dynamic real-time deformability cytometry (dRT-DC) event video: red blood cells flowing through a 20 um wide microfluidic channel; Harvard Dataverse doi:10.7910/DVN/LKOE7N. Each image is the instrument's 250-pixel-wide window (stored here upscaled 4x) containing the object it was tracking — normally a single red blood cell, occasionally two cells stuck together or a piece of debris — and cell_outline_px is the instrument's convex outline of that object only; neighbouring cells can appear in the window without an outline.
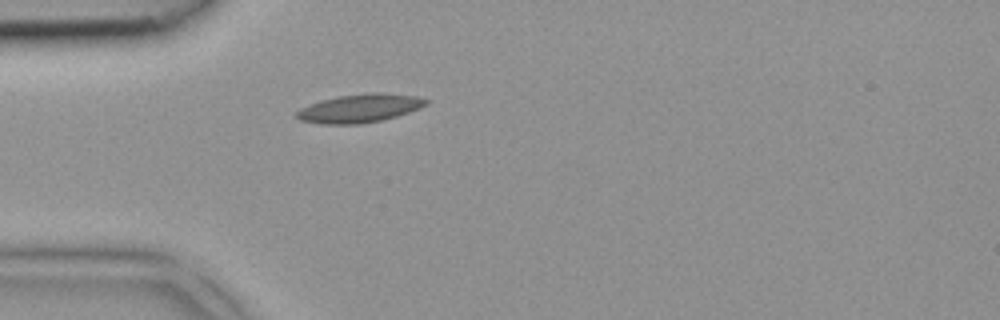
{"species": "common noctule bat (a hibernating species)", "species_latin": "Nyctalus noctula", "temperature_condition": "room temperature", "stored_images_in_passage": 3, "camera_frame_rate_fps": 3000, "um_per_image_px": 0.085, "animal": {"sex": "female", "body_mass_g": 18.4}, "frame": {"image": 1, "passage_image": 3, "time_ms": 0.667, "image_size_px": [1000, 320], "cell_outline_px": [[428, 104], [420, 108], [396, 116], [380, 120], [360, 124], [320, 124], [300, 120], [296, 116], [296, 112], [300, 108], [324, 100], [340, 96], [372, 92], [380, 92], [416, 96], [428, 100]], "centroid_in_image_um": [30.59, 9.21], "position_along_channel_um": 54.4, "area_um2": 21.15}}